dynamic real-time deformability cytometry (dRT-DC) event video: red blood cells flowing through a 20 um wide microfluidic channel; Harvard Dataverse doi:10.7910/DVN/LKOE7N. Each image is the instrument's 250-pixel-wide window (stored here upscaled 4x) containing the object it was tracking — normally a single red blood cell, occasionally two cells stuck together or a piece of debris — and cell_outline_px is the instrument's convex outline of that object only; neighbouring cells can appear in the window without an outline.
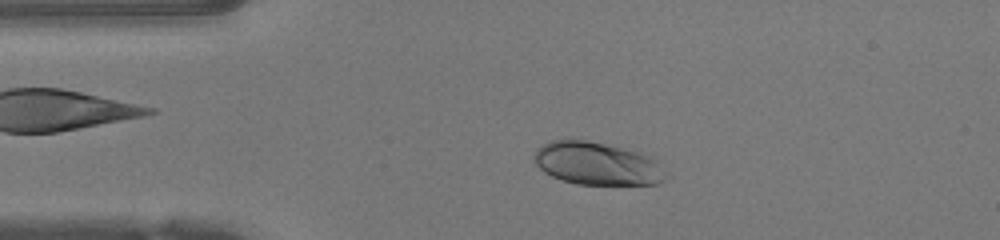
{"species": "human", "species_latin": "Homo sapiens", "temperature_condition": "warm", "stored_images_in_passage": 46, "camera_frame_rate_fps": 3000, "um_per_image_px": 0.085, "donor": {"sex": "female"}, "frame": {"image": 1, "passage_image": 8, "time_ms": 2.333, "image_size_px": [1000, 240], "cell_outline_px": [[672, 176], [656, 184], [576, 184], [552, 176], [544, 172], [532, 160], [532, 156], [536, 148], [548, 140], [564, 136], [568, 136], [652, 152]], "centroid_in_image_um": [50.83, 13.83], "position_along_channel_um": 34.2, "area_um2": 34.97}}
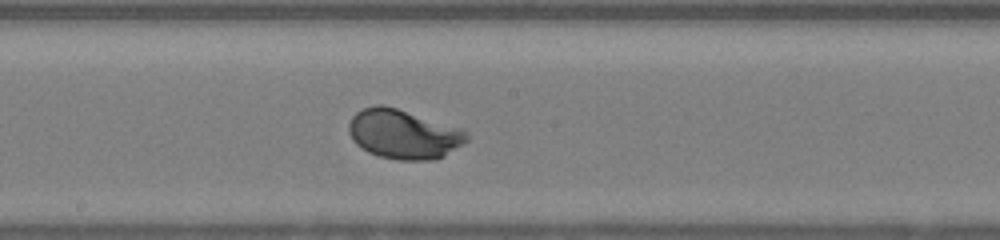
{"frame": {"image": 2, "passage_image": 23, "time_ms": 7.333, "image_size_px": [1000, 240], "cell_outline_px": [[468, 140], [444, 156], [432, 160], [400, 160], [380, 156], [368, 152], [360, 148], [352, 140], [348, 132], [348, 124], [352, 116], [356, 112], [364, 108], [376, 104], [384, 104], [464, 128], [468, 136]], "centroid_in_image_um": [34.29, 11.39], "position_along_channel_um": 213.9, "area_um2": 34.28}}
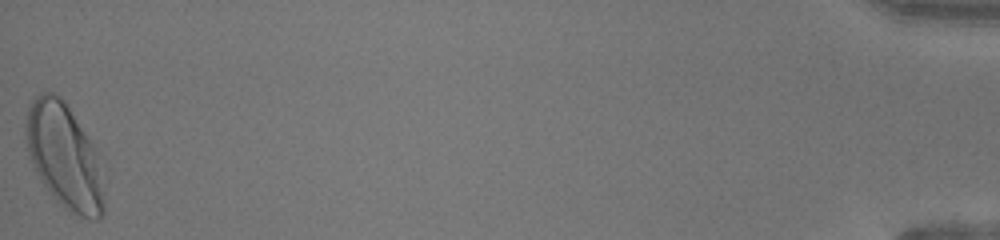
{"frame": {"image": 3, "passage_image": 46, "time_ms": 15.0, "image_size_px": [1000, 240], "cell_outline_px": [[104, 212], [96, 220], [92, 220], [68, 212], [56, 200], [40, 180], [36, 172], [28, 152], [24, 140], [24, 124], [28, 104], [40, 92], [52, 92], [60, 96], [64, 100], [92, 144], [104, 196]], "centroid_in_image_um": [5.39, 13.26], "position_along_channel_um": 429.8, "area_um2": 47.34}, "authors_computed_cell_mechanics": {"area_um2": 33.7263, "velocity_mm_per_s": 4.2247, "shape_relaxation_time_tau1_ms": 1.7352, "shape_relaxation_time_tau2_ms": null, "deformation_change_tau1": 0.1653, "deformation_change_tau2": null}}